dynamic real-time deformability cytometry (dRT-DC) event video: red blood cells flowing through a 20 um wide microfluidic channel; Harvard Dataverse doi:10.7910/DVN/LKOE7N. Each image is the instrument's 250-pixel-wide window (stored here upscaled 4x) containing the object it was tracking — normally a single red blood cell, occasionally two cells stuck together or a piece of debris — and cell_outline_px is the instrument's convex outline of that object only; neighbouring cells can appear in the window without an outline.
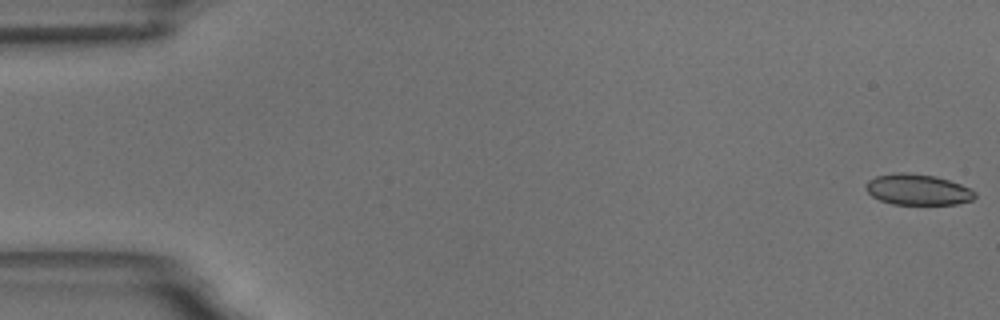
{"species": "common noctule bat (a hibernating species)", "species_latin": "Nyctalus noctula", "temperature_condition": "room temperature", "stored_images_in_passage": 58, "camera_frame_rate_fps": 3000, "um_per_image_px": 0.085, "animal": {"sex": "male", "body_mass_g": 18.8}, "frame": {"image": 1, "passage_image": 1, "time_ms": 0.0, "image_size_px": [1000, 320], "cell_outline_px": [[976, 196], [972, 200], [956, 204], [892, 204], [880, 200], [872, 196], [864, 188], [864, 184], [868, 180], [876, 176], [900, 172], [908, 172], [936, 176], [960, 184], [976, 192]], "centroid_in_image_um": [77.98, 16.11], "position_along_channel_um": 7.0, "area_um2": 19.65}}
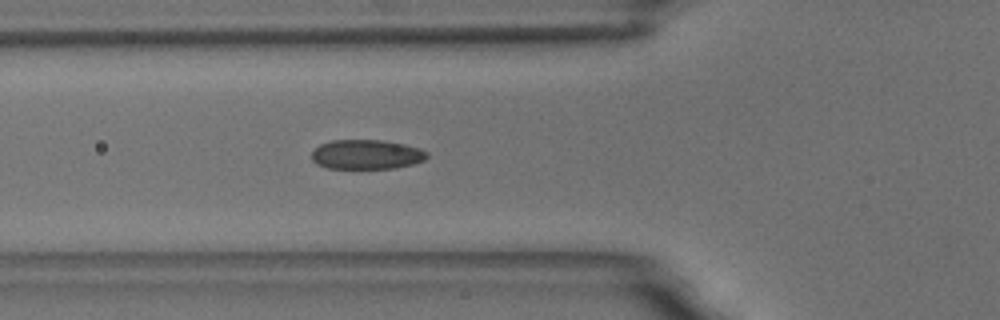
{"frame": {"image": 2, "passage_image": 21, "time_ms": 6.667, "image_size_px": [1000, 320], "cell_outline_px": [[428, 156], [424, 160], [412, 164], [396, 168], [328, 168], [316, 164], [312, 160], [312, 152], [320, 144], [332, 140], [380, 140], [404, 144], [420, 148], [428, 152]], "centroid_in_image_um": [31.16, 13.13], "position_along_channel_um": 94.6, "area_um2": 19.83}}
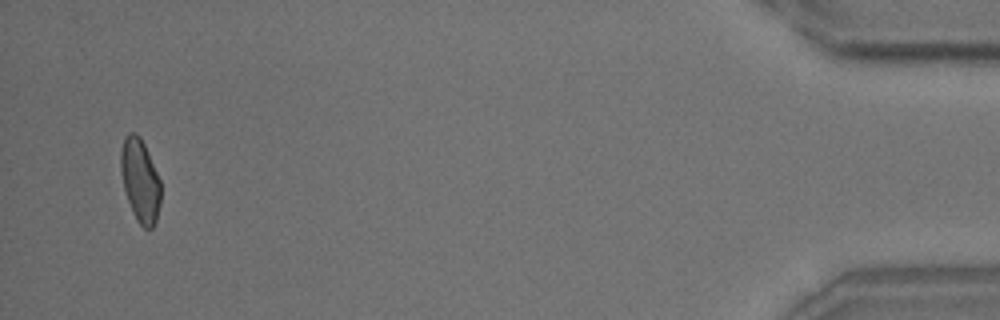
{"frame": {"image": 3, "passage_image": 56, "time_ms": 18.333, "image_size_px": [1000, 320], "cell_outline_px": [[160, 204], [156, 220], [152, 228], [144, 228], [136, 220], [132, 212], [124, 188], [120, 172], [120, 152], [124, 136], [128, 132], [136, 132], [140, 136], [144, 144], [160, 180]], "centroid_in_image_um": [11.89, 15.31], "position_along_channel_um": 423.3, "area_um2": 19.42}, "authors_computed_cell_mechanics": {"area_um2": 19.9699, "velocity_mm_per_s": 3.5109, "shape_relaxation_time_tau1_ms": 8.2403, "shape_relaxation_time_tau2_ms": 1.8036, "deformation_change_tau1": 0.1437, "deformation_change_tau2": 0.0656}}